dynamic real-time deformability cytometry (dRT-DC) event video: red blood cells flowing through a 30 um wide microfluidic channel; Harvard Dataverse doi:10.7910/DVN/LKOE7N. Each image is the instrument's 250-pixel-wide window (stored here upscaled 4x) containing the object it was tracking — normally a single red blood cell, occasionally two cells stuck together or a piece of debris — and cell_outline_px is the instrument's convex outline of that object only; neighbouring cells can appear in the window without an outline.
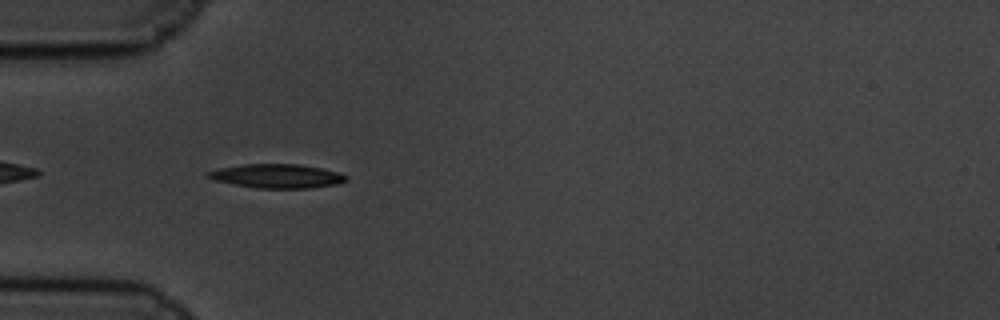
{"species": "common noctule bat (a hibernating species)", "species_latin": "Nyctalus noctula", "temperature_condition": "cold", "stored_images_in_passage": 44, "camera_frame_rate_fps": 3000, "um_per_image_px": 0.085, "animal": {"sex": "male", "body_mass_g": 19.5, "forearm_length_mm": 54.6}, "frame": {"image": 1, "passage_image": 3, "time_ms": 0.667, "image_size_px": [1000, 320], "cell_outline_px": [[348, 180], [336, 184], [308, 188], [256, 188], [216, 180], [208, 176], [208, 172], [220, 168], [244, 164], [300, 164], [340, 172], [348, 176]], "centroid_in_image_um": [23.62, 14.96], "position_along_channel_um": 61.4, "area_um2": 19.02}}
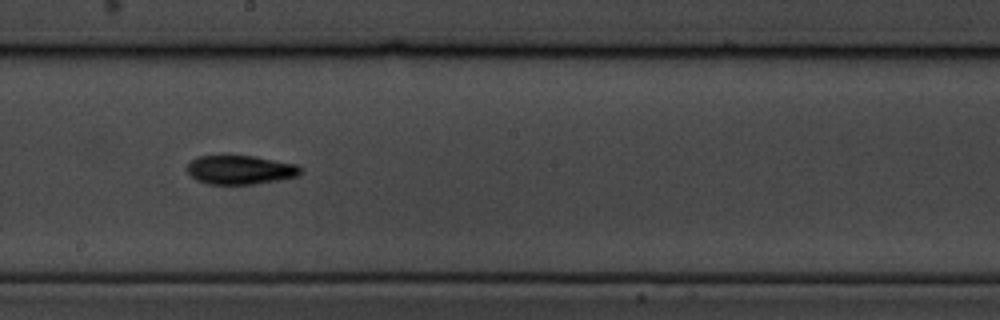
{"frame": {"image": 2, "passage_image": 18, "time_ms": 5.667, "image_size_px": [1000, 320], "cell_outline_px": [[300, 172], [296, 176], [280, 180], [252, 184], [208, 184], [196, 180], [188, 172], [188, 164], [196, 156], [220, 152], [252, 156], [296, 164], [300, 168]], "centroid_in_image_um": [20.34, 14.39], "position_along_channel_um": 227.9, "area_um2": 19.65}}
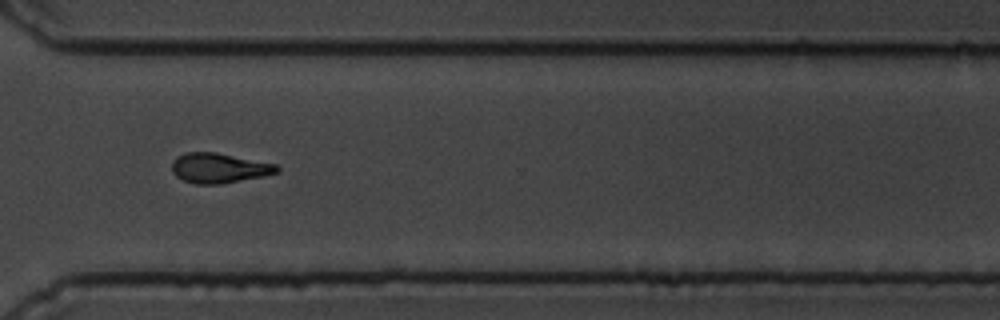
{"frame": {"image": 3, "passage_image": 29, "time_ms": 9.333, "image_size_px": [1000, 320], "cell_outline_px": [[280, 172], [264, 176], [220, 184], [196, 184], [184, 180], [176, 176], [172, 172], [172, 160], [176, 156], [184, 152], [216, 152], [276, 164], [280, 168]], "centroid_in_image_um": [18.61, 14.28], "position_along_channel_um": 352.0, "area_um2": 18.44}, "authors_computed_cell_mechanics": {"area_um2": 18.496, "velocity_mm_per_s": 3.3879, "shape_relaxation_time_tau1_ms": 4.2677, "shape_relaxation_time_tau2_ms": 7.8216, "deformation_change_tau1": 0.1483, "deformation_change_tau2": 0.1594}}